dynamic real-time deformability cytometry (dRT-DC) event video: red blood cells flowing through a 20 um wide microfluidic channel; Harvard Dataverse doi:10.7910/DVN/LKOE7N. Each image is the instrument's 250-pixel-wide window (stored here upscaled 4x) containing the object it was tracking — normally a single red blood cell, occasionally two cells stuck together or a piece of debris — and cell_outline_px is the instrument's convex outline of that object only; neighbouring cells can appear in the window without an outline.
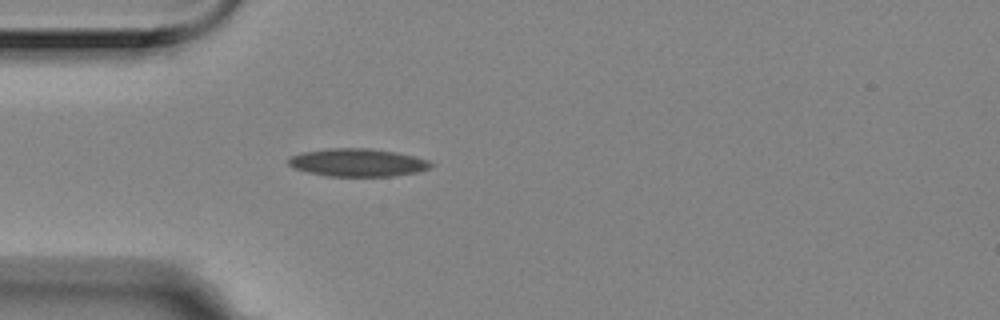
{"species": "Egyptian fruit bat (a non-hibernating species)", "species_latin": "Rousettus aegyptiacus", "temperature_condition": "room temperature", "stored_images_in_passage": 4, "camera_frame_rate_fps": 3000, "um_per_image_px": 0.085, "animal": {"sex": "female"}, "frame": {"image": 1, "passage_image": 4, "time_ms": 1.0, "image_size_px": [1000, 320], "cell_outline_px": [[436, 164], [432, 168], [416, 172], [392, 176], [328, 176], [308, 172], [292, 168], [288, 164], [288, 156], [300, 152], [332, 148], [368, 148], [396, 152], [416, 156], [428, 160]], "centroid_in_image_um": [30.4, 13.81], "position_along_channel_um": 54.6, "area_um2": 23.41}}